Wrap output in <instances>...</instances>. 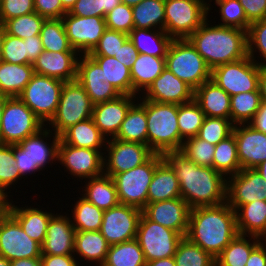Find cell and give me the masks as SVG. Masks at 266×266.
I'll use <instances>...</instances> for the list:
<instances>
[{
  "instance_id": "obj_1",
  "label": "cell",
  "mask_w": 266,
  "mask_h": 266,
  "mask_svg": "<svg viewBox=\"0 0 266 266\" xmlns=\"http://www.w3.org/2000/svg\"><path fill=\"white\" fill-rule=\"evenodd\" d=\"M163 158L175 171L181 198L190 208L226 202L227 179L214 168L198 166L180 151L164 153Z\"/></svg>"
},
{
  "instance_id": "obj_2",
  "label": "cell",
  "mask_w": 266,
  "mask_h": 266,
  "mask_svg": "<svg viewBox=\"0 0 266 266\" xmlns=\"http://www.w3.org/2000/svg\"><path fill=\"white\" fill-rule=\"evenodd\" d=\"M237 235L236 213L227 202L190 209L186 238L215 259Z\"/></svg>"
},
{
  "instance_id": "obj_3",
  "label": "cell",
  "mask_w": 266,
  "mask_h": 266,
  "mask_svg": "<svg viewBox=\"0 0 266 266\" xmlns=\"http://www.w3.org/2000/svg\"><path fill=\"white\" fill-rule=\"evenodd\" d=\"M211 24L207 19L188 38L211 69L248 56L247 31Z\"/></svg>"
},
{
  "instance_id": "obj_4",
  "label": "cell",
  "mask_w": 266,
  "mask_h": 266,
  "mask_svg": "<svg viewBox=\"0 0 266 266\" xmlns=\"http://www.w3.org/2000/svg\"><path fill=\"white\" fill-rule=\"evenodd\" d=\"M139 98L137 101L146 109L148 147L158 154L180 151L184 140L177 123L178 105Z\"/></svg>"
},
{
  "instance_id": "obj_5",
  "label": "cell",
  "mask_w": 266,
  "mask_h": 266,
  "mask_svg": "<svg viewBox=\"0 0 266 266\" xmlns=\"http://www.w3.org/2000/svg\"><path fill=\"white\" fill-rule=\"evenodd\" d=\"M59 140L60 136L45 125L36 134L14 144L15 166L20 175L23 178L36 175L35 172L48 169L45 168L47 164L57 163Z\"/></svg>"
},
{
  "instance_id": "obj_6",
  "label": "cell",
  "mask_w": 266,
  "mask_h": 266,
  "mask_svg": "<svg viewBox=\"0 0 266 266\" xmlns=\"http://www.w3.org/2000/svg\"><path fill=\"white\" fill-rule=\"evenodd\" d=\"M165 59L166 67L193 90L211 79L212 69L188 39H173Z\"/></svg>"
},
{
  "instance_id": "obj_7",
  "label": "cell",
  "mask_w": 266,
  "mask_h": 266,
  "mask_svg": "<svg viewBox=\"0 0 266 266\" xmlns=\"http://www.w3.org/2000/svg\"><path fill=\"white\" fill-rule=\"evenodd\" d=\"M163 154L154 153L145 163L112 176L120 204L143 210L148 203V188Z\"/></svg>"
},
{
  "instance_id": "obj_8",
  "label": "cell",
  "mask_w": 266,
  "mask_h": 266,
  "mask_svg": "<svg viewBox=\"0 0 266 266\" xmlns=\"http://www.w3.org/2000/svg\"><path fill=\"white\" fill-rule=\"evenodd\" d=\"M92 112L93 104L80 83L65 82L57 110L46 126L60 136L69 127L91 118Z\"/></svg>"
},
{
  "instance_id": "obj_9",
  "label": "cell",
  "mask_w": 266,
  "mask_h": 266,
  "mask_svg": "<svg viewBox=\"0 0 266 266\" xmlns=\"http://www.w3.org/2000/svg\"><path fill=\"white\" fill-rule=\"evenodd\" d=\"M45 124L19 97H8L2 112L0 144L14 145L36 134Z\"/></svg>"
},
{
  "instance_id": "obj_10",
  "label": "cell",
  "mask_w": 266,
  "mask_h": 266,
  "mask_svg": "<svg viewBox=\"0 0 266 266\" xmlns=\"http://www.w3.org/2000/svg\"><path fill=\"white\" fill-rule=\"evenodd\" d=\"M165 31L172 39H188L209 17L200 0H165Z\"/></svg>"
},
{
  "instance_id": "obj_11",
  "label": "cell",
  "mask_w": 266,
  "mask_h": 266,
  "mask_svg": "<svg viewBox=\"0 0 266 266\" xmlns=\"http://www.w3.org/2000/svg\"><path fill=\"white\" fill-rule=\"evenodd\" d=\"M64 83L35 73L18 97L46 125L57 110Z\"/></svg>"
},
{
  "instance_id": "obj_12",
  "label": "cell",
  "mask_w": 266,
  "mask_h": 266,
  "mask_svg": "<svg viewBox=\"0 0 266 266\" xmlns=\"http://www.w3.org/2000/svg\"><path fill=\"white\" fill-rule=\"evenodd\" d=\"M260 67L247 56L240 60L214 67L211 72V80L230 96L259 91Z\"/></svg>"
},
{
  "instance_id": "obj_13",
  "label": "cell",
  "mask_w": 266,
  "mask_h": 266,
  "mask_svg": "<svg viewBox=\"0 0 266 266\" xmlns=\"http://www.w3.org/2000/svg\"><path fill=\"white\" fill-rule=\"evenodd\" d=\"M183 236L169 228L149 220L141 214L136 240L146 263L162 258L174 257L177 245Z\"/></svg>"
},
{
  "instance_id": "obj_14",
  "label": "cell",
  "mask_w": 266,
  "mask_h": 266,
  "mask_svg": "<svg viewBox=\"0 0 266 266\" xmlns=\"http://www.w3.org/2000/svg\"><path fill=\"white\" fill-rule=\"evenodd\" d=\"M154 152L148 145L111 138L103 153V173L113 176L145 163Z\"/></svg>"
},
{
  "instance_id": "obj_15",
  "label": "cell",
  "mask_w": 266,
  "mask_h": 266,
  "mask_svg": "<svg viewBox=\"0 0 266 266\" xmlns=\"http://www.w3.org/2000/svg\"><path fill=\"white\" fill-rule=\"evenodd\" d=\"M103 153L104 150L79 148L59 140L58 163L64 167V172L82 183L83 179L103 174Z\"/></svg>"
},
{
  "instance_id": "obj_16",
  "label": "cell",
  "mask_w": 266,
  "mask_h": 266,
  "mask_svg": "<svg viewBox=\"0 0 266 266\" xmlns=\"http://www.w3.org/2000/svg\"><path fill=\"white\" fill-rule=\"evenodd\" d=\"M41 255V245L28 237L9 213L3 214L0 217V256L13 261Z\"/></svg>"
},
{
  "instance_id": "obj_17",
  "label": "cell",
  "mask_w": 266,
  "mask_h": 266,
  "mask_svg": "<svg viewBox=\"0 0 266 266\" xmlns=\"http://www.w3.org/2000/svg\"><path fill=\"white\" fill-rule=\"evenodd\" d=\"M62 21L71 47L80 55L91 53L107 29L103 17H79L67 12Z\"/></svg>"
},
{
  "instance_id": "obj_18",
  "label": "cell",
  "mask_w": 266,
  "mask_h": 266,
  "mask_svg": "<svg viewBox=\"0 0 266 266\" xmlns=\"http://www.w3.org/2000/svg\"><path fill=\"white\" fill-rule=\"evenodd\" d=\"M141 214L142 210L119 203L104 211L100 232L110 246L134 240Z\"/></svg>"
},
{
  "instance_id": "obj_19",
  "label": "cell",
  "mask_w": 266,
  "mask_h": 266,
  "mask_svg": "<svg viewBox=\"0 0 266 266\" xmlns=\"http://www.w3.org/2000/svg\"><path fill=\"white\" fill-rule=\"evenodd\" d=\"M257 200L266 201V180L255 169H241L227 178L226 202L233 210Z\"/></svg>"
},
{
  "instance_id": "obj_20",
  "label": "cell",
  "mask_w": 266,
  "mask_h": 266,
  "mask_svg": "<svg viewBox=\"0 0 266 266\" xmlns=\"http://www.w3.org/2000/svg\"><path fill=\"white\" fill-rule=\"evenodd\" d=\"M76 80L85 89L93 105L114 100L121 95L113 85L104 81L101 67L89 55L79 56Z\"/></svg>"
},
{
  "instance_id": "obj_21",
  "label": "cell",
  "mask_w": 266,
  "mask_h": 266,
  "mask_svg": "<svg viewBox=\"0 0 266 266\" xmlns=\"http://www.w3.org/2000/svg\"><path fill=\"white\" fill-rule=\"evenodd\" d=\"M190 207L179 197L170 200L147 203L142 213L151 221L180 233L186 237Z\"/></svg>"
},
{
  "instance_id": "obj_22",
  "label": "cell",
  "mask_w": 266,
  "mask_h": 266,
  "mask_svg": "<svg viewBox=\"0 0 266 266\" xmlns=\"http://www.w3.org/2000/svg\"><path fill=\"white\" fill-rule=\"evenodd\" d=\"M193 95L194 90L166 67L141 97L158 103L180 105L192 101Z\"/></svg>"
},
{
  "instance_id": "obj_23",
  "label": "cell",
  "mask_w": 266,
  "mask_h": 266,
  "mask_svg": "<svg viewBox=\"0 0 266 266\" xmlns=\"http://www.w3.org/2000/svg\"><path fill=\"white\" fill-rule=\"evenodd\" d=\"M237 156L241 169H255L266 160V134L249 124L234 125Z\"/></svg>"
},
{
  "instance_id": "obj_24",
  "label": "cell",
  "mask_w": 266,
  "mask_h": 266,
  "mask_svg": "<svg viewBox=\"0 0 266 266\" xmlns=\"http://www.w3.org/2000/svg\"><path fill=\"white\" fill-rule=\"evenodd\" d=\"M138 97L120 95L114 100L93 105L92 119L107 140L117 135L128 110Z\"/></svg>"
},
{
  "instance_id": "obj_25",
  "label": "cell",
  "mask_w": 266,
  "mask_h": 266,
  "mask_svg": "<svg viewBox=\"0 0 266 266\" xmlns=\"http://www.w3.org/2000/svg\"><path fill=\"white\" fill-rule=\"evenodd\" d=\"M64 214L56 212L50 218L46 237L41 245L42 255H74L76 230L69 213Z\"/></svg>"
},
{
  "instance_id": "obj_26",
  "label": "cell",
  "mask_w": 266,
  "mask_h": 266,
  "mask_svg": "<svg viewBox=\"0 0 266 266\" xmlns=\"http://www.w3.org/2000/svg\"><path fill=\"white\" fill-rule=\"evenodd\" d=\"M78 52L43 51L33 62L34 72L63 82L77 79Z\"/></svg>"
},
{
  "instance_id": "obj_27",
  "label": "cell",
  "mask_w": 266,
  "mask_h": 266,
  "mask_svg": "<svg viewBox=\"0 0 266 266\" xmlns=\"http://www.w3.org/2000/svg\"><path fill=\"white\" fill-rule=\"evenodd\" d=\"M16 203L19 202L11 199L8 213L19 223L28 237L42 245L50 218L55 214V211L52 213L51 209L48 212L43 208L40 209L42 206L34 207L32 205L26 206V204L19 207Z\"/></svg>"
},
{
  "instance_id": "obj_28",
  "label": "cell",
  "mask_w": 266,
  "mask_h": 266,
  "mask_svg": "<svg viewBox=\"0 0 266 266\" xmlns=\"http://www.w3.org/2000/svg\"><path fill=\"white\" fill-rule=\"evenodd\" d=\"M231 96L211 79L194 90L193 99L206 117L230 119Z\"/></svg>"
},
{
  "instance_id": "obj_29",
  "label": "cell",
  "mask_w": 266,
  "mask_h": 266,
  "mask_svg": "<svg viewBox=\"0 0 266 266\" xmlns=\"http://www.w3.org/2000/svg\"><path fill=\"white\" fill-rule=\"evenodd\" d=\"M109 247L100 231H76L75 233L74 256L77 260L81 259L78 261L79 265L86 260V262L89 261L88 264L95 263L96 266H102Z\"/></svg>"
},
{
  "instance_id": "obj_30",
  "label": "cell",
  "mask_w": 266,
  "mask_h": 266,
  "mask_svg": "<svg viewBox=\"0 0 266 266\" xmlns=\"http://www.w3.org/2000/svg\"><path fill=\"white\" fill-rule=\"evenodd\" d=\"M166 57L138 54L131 71L133 96L142 95L166 68ZM141 93V94H140Z\"/></svg>"
},
{
  "instance_id": "obj_31",
  "label": "cell",
  "mask_w": 266,
  "mask_h": 266,
  "mask_svg": "<svg viewBox=\"0 0 266 266\" xmlns=\"http://www.w3.org/2000/svg\"><path fill=\"white\" fill-rule=\"evenodd\" d=\"M60 140L68 145L94 150H105L107 138L99 131L92 117L66 129Z\"/></svg>"
},
{
  "instance_id": "obj_32",
  "label": "cell",
  "mask_w": 266,
  "mask_h": 266,
  "mask_svg": "<svg viewBox=\"0 0 266 266\" xmlns=\"http://www.w3.org/2000/svg\"><path fill=\"white\" fill-rule=\"evenodd\" d=\"M86 181V182H85ZM80 196L91 202L97 208L106 211L119 204L115 183L111 176L102 174L84 180Z\"/></svg>"
},
{
  "instance_id": "obj_33",
  "label": "cell",
  "mask_w": 266,
  "mask_h": 266,
  "mask_svg": "<svg viewBox=\"0 0 266 266\" xmlns=\"http://www.w3.org/2000/svg\"><path fill=\"white\" fill-rule=\"evenodd\" d=\"M181 197L179 182L175 171L163 159L156 167L148 188V203Z\"/></svg>"
},
{
  "instance_id": "obj_34",
  "label": "cell",
  "mask_w": 266,
  "mask_h": 266,
  "mask_svg": "<svg viewBox=\"0 0 266 266\" xmlns=\"http://www.w3.org/2000/svg\"><path fill=\"white\" fill-rule=\"evenodd\" d=\"M235 213L238 234L260 238L266 235V201L240 205Z\"/></svg>"
},
{
  "instance_id": "obj_35",
  "label": "cell",
  "mask_w": 266,
  "mask_h": 266,
  "mask_svg": "<svg viewBox=\"0 0 266 266\" xmlns=\"http://www.w3.org/2000/svg\"><path fill=\"white\" fill-rule=\"evenodd\" d=\"M35 74L32 64L0 61V94L18 97Z\"/></svg>"
},
{
  "instance_id": "obj_36",
  "label": "cell",
  "mask_w": 266,
  "mask_h": 266,
  "mask_svg": "<svg viewBox=\"0 0 266 266\" xmlns=\"http://www.w3.org/2000/svg\"><path fill=\"white\" fill-rule=\"evenodd\" d=\"M128 35L140 54L155 57H166L173 40L166 31L160 29L133 28Z\"/></svg>"
},
{
  "instance_id": "obj_37",
  "label": "cell",
  "mask_w": 266,
  "mask_h": 266,
  "mask_svg": "<svg viewBox=\"0 0 266 266\" xmlns=\"http://www.w3.org/2000/svg\"><path fill=\"white\" fill-rule=\"evenodd\" d=\"M261 242L260 237L238 234L216 257V266H246L251 252Z\"/></svg>"
},
{
  "instance_id": "obj_38",
  "label": "cell",
  "mask_w": 266,
  "mask_h": 266,
  "mask_svg": "<svg viewBox=\"0 0 266 266\" xmlns=\"http://www.w3.org/2000/svg\"><path fill=\"white\" fill-rule=\"evenodd\" d=\"M102 69L105 82L113 85L121 95L133 96L131 71L115 57L90 56Z\"/></svg>"
},
{
  "instance_id": "obj_39",
  "label": "cell",
  "mask_w": 266,
  "mask_h": 266,
  "mask_svg": "<svg viewBox=\"0 0 266 266\" xmlns=\"http://www.w3.org/2000/svg\"><path fill=\"white\" fill-rule=\"evenodd\" d=\"M115 139L147 145L146 109L136 101L128 110Z\"/></svg>"
},
{
  "instance_id": "obj_40",
  "label": "cell",
  "mask_w": 266,
  "mask_h": 266,
  "mask_svg": "<svg viewBox=\"0 0 266 266\" xmlns=\"http://www.w3.org/2000/svg\"><path fill=\"white\" fill-rule=\"evenodd\" d=\"M165 0H143L132 6L134 28L165 31Z\"/></svg>"
},
{
  "instance_id": "obj_41",
  "label": "cell",
  "mask_w": 266,
  "mask_h": 266,
  "mask_svg": "<svg viewBox=\"0 0 266 266\" xmlns=\"http://www.w3.org/2000/svg\"><path fill=\"white\" fill-rule=\"evenodd\" d=\"M77 198L78 200L72 205L73 208L70 212L72 216H69L75 230L100 231L104 211L82 196Z\"/></svg>"
},
{
  "instance_id": "obj_42",
  "label": "cell",
  "mask_w": 266,
  "mask_h": 266,
  "mask_svg": "<svg viewBox=\"0 0 266 266\" xmlns=\"http://www.w3.org/2000/svg\"><path fill=\"white\" fill-rule=\"evenodd\" d=\"M143 251L136 239L109 247L102 266H146Z\"/></svg>"
},
{
  "instance_id": "obj_43",
  "label": "cell",
  "mask_w": 266,
  "mask_h": 266,
  "mask_svg": "<svg viewBox=\"0 0 266 266\" xmlns=\"http://www.w3.org/2000/svg\"><path fill=\"white\" fill-rule=\"evenodd\" d=\"M213 168L226 179L241 170L234 134L215 145Z\"/></svg>"
},
{
  "instance_id": "obj_44",
  "label": "cell",
  "mask_w": 266,
  "mask_h": 266,
  "mask_svg": "<svg viewBox=\"0 0 266 266\" xmlns=\"http://www.w3.org/2000/svg\"><path fill=\"white\" fill-rule=\"evenodd\" d=\"M262 99L259 91L239 93L230 98V119L236 124H248L257 113Z\"/></svg>"
},
{
  "instance_id": "obj_45",
  "label": "cell",
  "mask_w": 266,
  "mask_h": 266,
  "mask_svg": "<svg viewBox=\"0 0 266 266\" xmlns=\"http://www.w3.org/2000/svg\"><path fill=\"white\" fill-rule=\"evenodd\" d=\"M44 51L77 52L68 40L62 18L45 19L40 31Z\"/></svg>"
},
{
  "instance_id": "obj_46",
  "label": "cell",
  "mask_w": 266,
  "mask_h": 266,
  "mask_svg": "<svg viewBox=\"0 0 266 266\" xmlns=\"http://www.w3.org/2000/svg\"><path fill=\"white\" fill-rule=\"evenodd\" d=\"M176 266H216L215 258L188 238L183 237L174 255Z\"/></svg>"
},
{
  "instance_id": "obj_47",
  "label": "cell",
  "mask_w": 266,
  "mask_h": 266,
  "mask_svg": "<svg viewBox=\"0 0 266 266\" xmlns=\"http://www.w3.org/2000/svg\"><path fill=\"white\" fill-rule=\"evenodd\" d=\"M205 113L194 99L188 103L178 105V128L183 140L197 136L203 125Z\"/></svg>"
},
{
  "instance_id": "obj_48",
  "label": "cell",
  "mask_w": 266,
  "mask_h": 266,
  "mask_svg": "<svg viewBox=\"0 0 266 266\" xmlns=\"http://www.w3.org/2000/svg\"><path fill=\"white\" fill-rule=\"evenodd\" d=\"M219 7V17L221 22L218 24L224 27L249 30L251 22L247 19L244 9L238 0H217L213 5Z\"/></svg>"
},
{
  "instance_id": "obj_49",
  "label": "cell",
  "mask_w": 266,
  "mask_h": 266,
  "mask_svg": "<svg viewBox=\"0 0 266 266\" xmlns=\"http://www.w3.org/2000/svg\"><path fill=\"white\" fill-rule=\"evenodd\" d=\"M45 18L33 12L7 20L3 25L7 34L21 39L40 35Z\"/></svg>"
},
{
  "instance_id": "obj_50",
  "label": "cell",
  "mask_w": 266,
  "mask_h": 266,
  "mask_svg": "<svg viewBox=\"0 0 266 266\" xmlns=\"http://www.w3.org/2000/svg\"><path fill=\"white\" fill-rule=\"evenodd\" d=\"M215 145L197 136L184 140L180 152L198 166L212 167Z\"/></svg>"
},
{
  "instance_id": "obj_51",
  "label": "cell",
  "mask_w": 266,
  "mask_h": 266,
  "mask_svg": "<svg viewBox=\"0 0 266 266\" xmlns=\"http://www.w3.org/2000/svg\"><path fill=\"white\" fill-rule=\"evenodd\" d=\"M24 179L15 166L14 145L0 144V186L9 194L10 188L16 187L19 180Z\"/></svg>"
},
{
  "instance_id": "obj_52",
  "label": "cell",
  "mask_w": 266,
  "mask_h": 266,
  "mask_svg": "<svg viewBox=\"0 0 266 266\" xmlns=\"http://www.w3.org/2000/svg\"><path fill=\"white\" fill-rule=\"evenodd\" d=\"M234 125L231 119L205 117L197 137L210 144L217 145L233 134Z\"/></svg>"
},
{
  "instance_id": "obj_53",
  "label": "cell",
  "mask_w": 266,
  "mask_h": 266,
  "mask_svg": "<svg viewBox=\"0 0 266 266\" xmlns=\"http://www.w3.org/2000/svg\"><path fill=\"white\" fill-rule=\"evenodd\" d=\"M247 43L248 56L258 65L266 66V19L257 20L250 24L247 32Z\"/></svg>"
},
{
  "instance_id": "obj_54",
  "label": "cell",
  "mask_w": 266,
  "mask_h": 266,
  "mask_svg": "<svg viewBox=\"0 0 266 266\" xmlns=\"http://www.w3.org/2000/svg\"><path fill=\"white\" fill-rule=\"evenodd\" d=\"M1 61L11 64H27V40L5 34Z\"/></svg>"
},
{
  "instance_id": "obj_55",
  "label": "cell",
  "mask_w": 266,
  "mask_h": 266,
  "mask_svg": "<svg viewBox=\"0 0 266 266\" xmlns=\"http://www.w3.org/2000/svg\"><path fill=\"white\" fill-rule=\"evenodd\" d=\"M129 35L116 30L106 29L94 50L89 56L114 57Z\"/></svg>"
},
{
  "instance_id": "obj_56",
  "label": "cell",
  "mask_w": 266,
  "mask_h": 266,
  "mask_svg": "<svg viewBox=\"0 0 266 266\" xmlns=\"http://www.w3.org/2000/svg\"><path fill=\"white\" fill-rule=\"evenodd\" d=\"M106 27L110 30L121 31L129 34L134 28L132 7L120 3L105 17Z\"/></svg>"
},
{
  "instance_id": "obj_57",
  "label": "cell",
  "mask_w": 266,
  "mask_h": 266,
  "mask_svg": "<svg viewBox=\"0 0 266 266\" xmlns=\"http://www.w3.org/2000/svg\"><path fill=\"white\" fill-rule=\"evenodd\" d=\"M35 12L34 0H0V23Z\"/></svg>"
},
{
  "instance_id": "obj_58",
  "label": "cell",
  "mask_w": 266,
  "mask_h": 266,
  "mask_svg": "<svg viewBox=\"0 0 266 266\" xmlns=\"http://www.w3.org/2000/svg\"><path fill=\"white\" fill-rule=\"evenodd\" d=\"M34 8L45 19H60L67 13L60 0H34Z\"/></svg>"
},
{
  "instance_id": "obj_59",
  "label": "cell",
  "mask_w": 266,
  "mask_h": 266,
  "mask_svg": "<svg viewBox=\"0 0 266 266\" xmlns=\"http://www.w3.org/2000/svg\"><path fill=\"white\" fill-rule=\"evenodd\" d=\"M103 0H77L69 11L79 17H103Z\"/></svg>"
},
{
  "instance_id": "obj_60",
  "label": "cell",
  "mask_w": 266,
  "mask_h": 266,
  "mask_svg": "<svg viewBox=\"0 0 266 266\" xmlns=\"http://www.w3.org/2000/svg\"><path fill=\"white\" fill-rule=\"evenodd\" d=\"M242 5L247 19L252 23L266 19V0H238Z\"/></svg>"
},
{
  "instance_id": "obj_61",
  "label": "cell",
  "mask_w": 266,
  "mask_h": 266,
  "mask_svg": "<svg viewBox=\"0 0 266 266\" xmlns=\"http://www.w3.org/2000/svg\"><path fill=\"white\" fill-rule=\"evenodd\" d=\"M138 54L139 52L133 45L132 41L128 38L114 57L126 67L131 69L138 57Z\"/></svg>"
},
{
  "instance_id": "obj_62",
  "label": "cell",
  "mask_w": 266,
  "mask_h": 266,
  "mask_svg": "<svg viewBox=\"0 0 266 266\" xmlns=\"http://www.w3.org/2000/svg\"><path fill=\"white\" fill-rule=\"evenodd\" d=\"M42 266H80L74 255H41Z\"/></svg>"
},
{
  "instance_id": "obj_63",
  "label": "cell",
  "mask_w": 266,
  "mask_h": 266,
  "mask_svg": "<svg viewBox=\"0 0 266 266\" xmlns=\"http://www.w3.org/2000/svg\"><path fill=\"white\" fill-rule=\"evenodd\" d=\"M27 40V64H33L37 57L44 51L40 35L29 36Z\"/></svg>"
},
{
  "instance_id": "obj_64",
  "label": "cell",
  "mask_w": 266,
  "mask_h": 266,
  "mask_svg": "<svg viewBox=\"0 0 266 266\" xmlns=\"http://www.w3.org/2000/svg\"><path fill=\"white\" fill-rule=\"evenodd\" d=\"M246 266H266V246L262 242L251 252Z\"/></svg>"
},
{
  "instance_id": "obj_65",
  "label": "cell",
  "mask_w": 266,
  "mask_h": 266,
  "mask_svg": "<svg viewBox=\"0 0 266 266\" xmlns=\"http://www.w3.org/2000/svg\"><path fill=\"white\" fill-rule=\"evenodd\" d=\"M248 124L255 130L266 134V102H261L257 113Z\"/></svg>"
},
{
  "instance_id": "obj_66",
  "label": "cell",
  "mask_w": 266,
  "mask_h": 266,
  "mask_svg": "<svg viewBox=\"0 0 266 266\" xmlns=\"http://www.w3.org/2000/svg\"><path fill=\"white\" fill-rule=\"evenodd\" d=\"M258 89L263 102H266V66L260 67Z\"/></svg>"
},
{
  "instance_id": "obj_67",
  "label": "cell",
  "mask_w": 266,
  "mask_h": 266,
  "mask_svg": "<svg viewBox=\"0 0 266 266\" xmlns=\"http://www.w3.org/2000/svg\"><path fill=\"white\" fill-rule=\"evenodd\" d=\"M8 194L1 186H0V211L5 214L8 213L11 197L14 195ZM10 197V198H9ZM10 199V200H9Z\"/></svg>"
},
{
  "instance_id": "obj_68",
  "label": "cell",
  "mask_w": 266,
  "mask_h": 266,
  "mask_svg": "<svg viewBox=\"0 0 266 266\" xmlns=\"http://www.w3.org/2000/svg\"><path fill=\"white\" fill-rule=\"evenodd\" d=\"M11 266H42L40 258H22L10 261Z\"/></svg>"
},
{
  "instance_id": "obj_69",
  "label": "cell",
  "mask_w": 266,
  "mask_h": 266,
  "mask_svg": "<svg viewBox=\"0 0 266 266\" xmlns=\"http://www.w3.org/2000/svg\"><path fill=\"white\" fill-rule=\"evenodd\" d=\"M146 266H176V262L174 257H168L147 262Z\"/></svg>"
},
{
  "instance_id": "obj_70",
  "label": "cell",
  "mask_w": 266,
  "mask_h": 266,
  "mask_svg": "<svg viewBox=\"0 0 266 266\" xmlns=\"http://www.w3.org/2000/svg\"><path fill=\"white\" fill-rule=\"evenodd\" d=\"M120 3H122L121 0H103V18H105L106 14L112 11Z\"/></svg>"
},
{
  "instance_id": "obj_71",
  "label": "cell",
  "mask_w": 266,
  "mask_h": 266,
  "mask_svg": "<svg viewBox=\"0 0 266 266\" xmlns=\"http://www.w3.org/2000/svg\"><path fill=\"white\" fill-rule=\"evenodd\" d=\"M255 170L266 180V160L260 163Z\"/></svg>"
},
{
  "instance_id": "obj_72",
  "label": "cell",
  "mask_w": 266,
  "mask_h": 266,
  "mask_svg": "<svg viewBox=\"0 0 266 266\" xmlns=\"http://www.w3.org/2000/svg\"><path fill=\"white\" fill-rule=\"evenodd\" d=\"M63 8L69 12L77 0H60Z\"/></svg>"
},
{
  "instance_id": "obj_73",
  "label": "cell",
  "mask_w": 266,
  "mask_h": 266,
  "mask_svg": "<svg viewBox=\"0 0 266 266\" xmlns=\"http://www.w3.org/2000/svg\"><path fill=\"white\" fill-rule=\"evenodd\" d=\"M5 34H6L5 27L2 23H0V61H1V55H2V43H3Z\"/></svg>"
},
{
  "instance_id": "obj_74",
  "label": "cell",
  "mask_w": 266,
  "mask_h": 266,
  "mask_svg": "<svg viewBox=\"0 0 266 266\" xmlns=\"http://www.w3.org/2000/svg\"><path fill=\"white\" fill-rule=\"evenodd\" d=\"M7 98H8V96L0 94V124H1V117H2L3 108H4L5 101Z\"/></svg>"
},
{
  "instance_id": "obj_75",
  "label": "cell",
  "mask_w": 266,
  "mask_h": 266,
  "mask_svg": "<svg viewBox=\"0 0 266 266\" xmlns=\"http://www.w3.org/2000/svg\"><path fill=\"white\" fill-rule=\"evenodd\" d=\"M122 3H124L125 5H128V6H134V5H137L138 3H140L141 1L143 0H121Z\"/></svg>"
},
{
  "instance_id": "obj_76",
  "label": "cell",
  "mask_w": 266,
  "mask_h": 266,
  "mask_svg": "<svg viewBox=\"0 0 266 266\" xmlns=\"http://www.w3.org/2000/svg\"><path fill=\"white\" fill-rule=\"evenodd\" d=\"M204 5H206V7L208 8V12H211L210 10H213L211 5L212 1H217V0H200Z\"/></svg>"
},
{
  "instance_id": "obj_77",
  "label": "cell",
  "mask_w": 266,
  "mask_h": 266,
  "mask_svg": "<svg viewBox=\"0 0 266 266\" xmlns=\"http://www.w3.org/2000/svg\"><path fill=\"white\" fill-rule=\"evenodd\" d=\"M0 266H11L10 261L5 257L0 256Z\"/></svg>"
},
{
  "instance_id": "obj_78",
  "label": "cell",
  "mask_w": 266,
  "mask_h": 266,
  "mask_svg": "<svg viewBox=\"0 0 266 266\" xmlns=\"http://www.w3.org/2000/svg\"><path fill=\"white\" fill-rule=\"evenodd\" d=\"M262 243L266 246V235L261 238Z\"/></svg>"
}]
</instances>
